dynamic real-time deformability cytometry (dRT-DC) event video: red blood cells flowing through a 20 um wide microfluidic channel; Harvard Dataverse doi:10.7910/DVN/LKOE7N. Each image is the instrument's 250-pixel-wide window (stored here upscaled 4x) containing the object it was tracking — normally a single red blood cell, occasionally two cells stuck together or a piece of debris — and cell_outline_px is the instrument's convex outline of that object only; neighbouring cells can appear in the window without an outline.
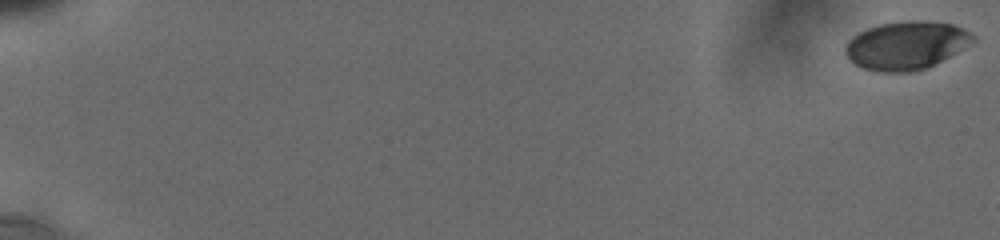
{"species": "human", "species_latin": "Homo sapiens", "temperature_condition": "cold", "stored_images_in_passage": 20, "camera_frame_rate_fps": 3000, "um_per_image_px": 0.085, "donor": {"sex": "male"}, "frame": {"image": 1, "passage_image": 1, "time_ms": 0.0, "image_size_px": [1000, 240], "cell_outline_px": [[976, 40], [928, 68], [912, 72], [880, 72], [864, 68], [856, 64], [844, 52], [844, 48], [848, 40], [852, 36], [868, 28], [880, 24], [908, 20], [912, 20], [952, 24], [968, 32]], "centroid_in_image_um": [76.99, 3.87], "position_along_channel_um": 8.0, "area_um2": 35.37}}